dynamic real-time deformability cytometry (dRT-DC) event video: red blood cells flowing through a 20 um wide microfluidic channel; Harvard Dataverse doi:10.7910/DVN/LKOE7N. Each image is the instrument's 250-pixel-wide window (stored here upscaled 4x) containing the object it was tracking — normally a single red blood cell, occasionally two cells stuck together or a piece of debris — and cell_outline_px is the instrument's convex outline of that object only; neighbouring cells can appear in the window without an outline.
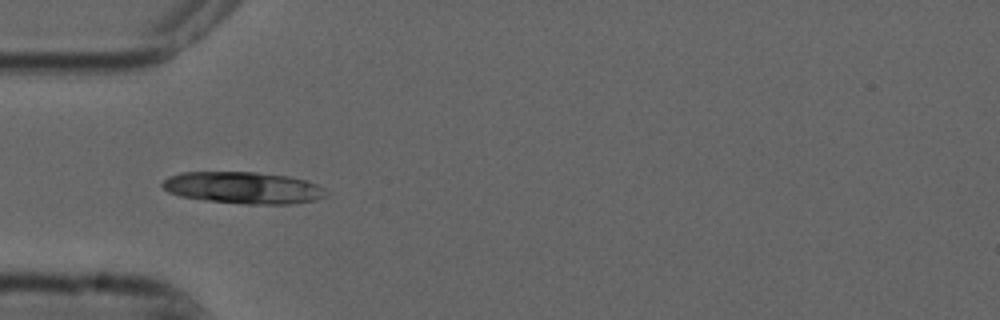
{"species": "common noctule bat (a hibernating species)", "species_latin": "Nyctalus noctula", "temperature_condition": "cold", "stored_images_in_passage": 6, "camera_frame_rate_fps": 3000, "um_per_image_px": 0.085, "animal": {"sex": "male", "forearm_length_mm": 52.5}, "frame": {"image": 1, "passage_image": 5, "time_ms": 1.333, "image_size_px": [1000, 320], "cell_outline_px": [[328, 196], [316, 200], [292, 204], [244, 204], [204, 200], [180, 196], [168, 192], [160, 184], [168, 176], [180, 172], [256, 172], [288, 176], [308, 180], [324, 188], [328, 192]], "centroid_in_image_um": [20.7, 15.96], "position_along_channel_um": 64.3, "area_um2": 30.69}}